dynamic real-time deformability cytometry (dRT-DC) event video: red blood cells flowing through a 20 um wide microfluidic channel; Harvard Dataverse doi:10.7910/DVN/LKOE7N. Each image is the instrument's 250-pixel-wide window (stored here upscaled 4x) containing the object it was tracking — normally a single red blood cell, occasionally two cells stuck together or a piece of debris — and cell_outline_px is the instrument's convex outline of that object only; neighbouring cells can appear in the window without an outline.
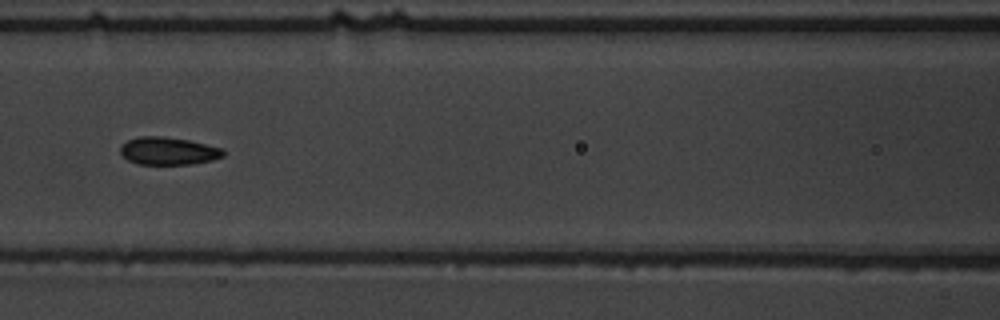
{"species": "common noctule bat (a hibernating species)", "species_latin": "Nyctalus noctula", "temperature_condition": "warm", "stored_images_in_passage": 9, "camera_frame_rate_fps": 3000, "um_per_image_px": 0.085, "animal": {"sex": "male", "body_mass_g": 19.5, "forearm_length_mm": 54.6}, "frame": {"image": 1, "passage_image": 6, "time_ms": 6.667, "image_size_px": [1000, 320], "cell_outline_px": [[224, 156], [212, 160], [192, 164], [140, 164], [128, 160], [120, 152], [120, 148], [128, 140], [136, 136], [164, 136], [188, 140], [224, 148]], "centroid_in_image_um": [14.33, 12.82], "position_along_channel_um": 152.3, "area_um2": 16.59}}
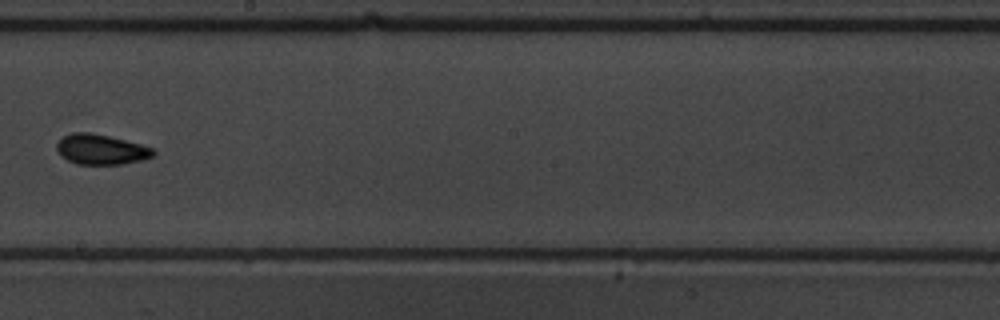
{"frame": {"image": 2, "passage_image": 8, "time_ms": 9.0, "image_size_px": [1000, 320], "cell_outline_px": [[156, 152], [152, 156], [144, 160], [120, 164], [76, 164], [60, 156], [56, 148], [56, 144], [64, 136], [72, 132], [88, 132], [108, 136], [140, 144], [152, 148]], "centroid_in_image_um": [8.57, 12.71], "position_along_channel_um": 239.6, "area_um2": 16.88}}
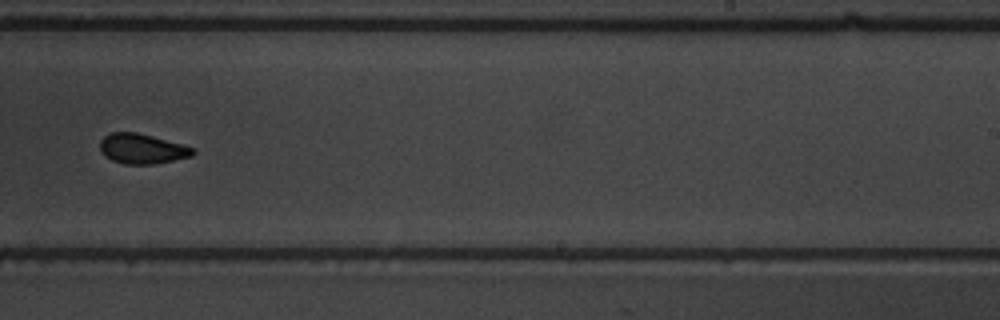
{"frame": {"image": 3, "passage_image": 9, "time_ms": 10.0, "image_size_px": [1000, 320], "cell_outline_px": [[196, 152], [192, 156], [152, 164], [124, 164], [112, 160], [104, 156], [100, 152], [100, 140], [104, 136], [112, 132], [136, 132], [152, 136], [196, 148]], "centroid_in_image_um": [12.06, 12.64], "position_along_channel_um": 276.9, "area_um2": 16.24}}